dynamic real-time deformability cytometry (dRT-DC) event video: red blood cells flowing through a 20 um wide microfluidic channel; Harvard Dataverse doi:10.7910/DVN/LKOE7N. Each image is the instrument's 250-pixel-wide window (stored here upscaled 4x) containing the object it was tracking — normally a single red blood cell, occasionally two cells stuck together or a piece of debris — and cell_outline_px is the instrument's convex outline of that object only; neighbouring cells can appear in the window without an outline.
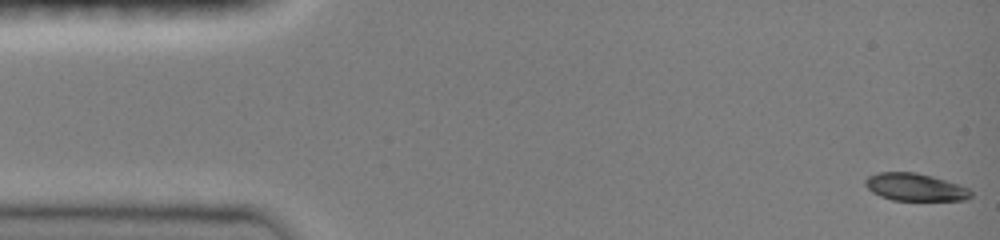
{"species": "common noctule bat (a hibernating species)", "species_latin": "Nyctalus noctula", "temperature_condition": "room temperature", "stored_images_in_passage": 47, "camera_frame_rate_fps": 3000, "um_per_image_px": 0.085, "animal": {"sex": "female", "body_mass_g": 19.0, "forearm_length_mm": 51.5}, "frame": {"image": 1, "passage_image": 1, "time_ms": 0.0, "image_size_px": [1000, 240], "cell_outline_px": [[972, 196], [964, 200], [892, 200], [880, 196], [872, 192], [864, 184], [864, 180], [868, 176], [880, 172], [916, 172], [932, 176], [968, 188], [972, 192]], "centroid_in_image_um": [77.75, 15.9], "position_along_channel_um": 7.2, "area_um2": 16.82}}
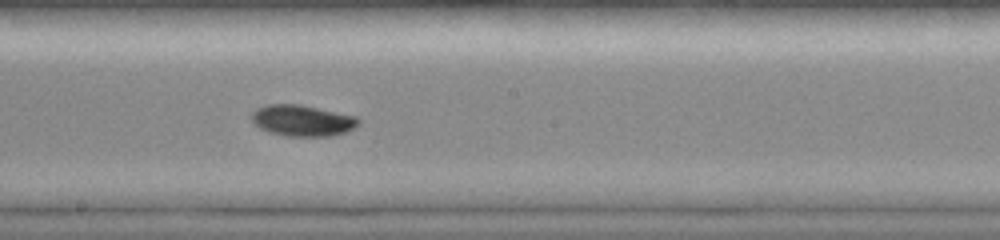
{"frame": {"image": 2, "passage_image": 26, "time_ms": 8.333, "image_size_px": [1000, 240], "cell_outline_px": [[360, 124], [356, 128], [348, 132], [332, 136], [288, 136], [268, 132], [260, 128], [252, 120], [252, 112], [256, 108], [268, 104], [300, 104], [356, 116], [360, 120]], "centroid_in_image_um": [25.75, 10.25], "position_along_channel_um": 222.5, "area_um2": 19.59}}
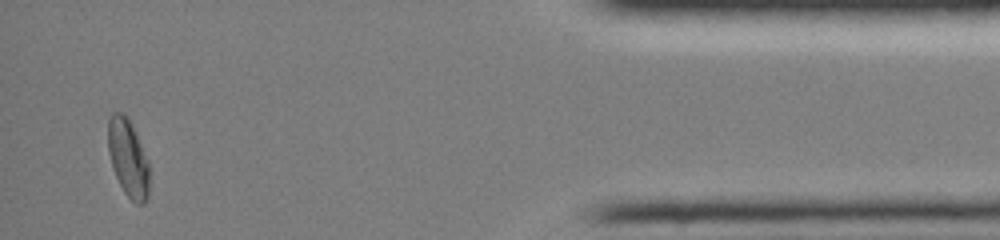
{"frame": {"image": 3, "passage_image": 45, "time_ms": 14.667, "image_size_px": [1000, 240], "cell_outline_px": [[148, 196], [144, 204], [136, 204], [124, 192], [112, 168], [108, 152], [108, 120], [112, 112], [124, 112], [128, 116], [132, 124], [148, 160]], "centroid_in_image_um": [10.87, 13.4], "position_along_channel_um": 424.3, "area_um2": 18.73}, "authors_computed_cell_mechanics": {"area_um2": 18.207, "velocity_mm_per_s": 4.0521, "shape_relaxation_time_tau1_ms": 2.6339, "shape_relaxation_time_tau2_ms": null, "deformation_change_tau1": 0.1276, "deformation_change_tau2": null}}